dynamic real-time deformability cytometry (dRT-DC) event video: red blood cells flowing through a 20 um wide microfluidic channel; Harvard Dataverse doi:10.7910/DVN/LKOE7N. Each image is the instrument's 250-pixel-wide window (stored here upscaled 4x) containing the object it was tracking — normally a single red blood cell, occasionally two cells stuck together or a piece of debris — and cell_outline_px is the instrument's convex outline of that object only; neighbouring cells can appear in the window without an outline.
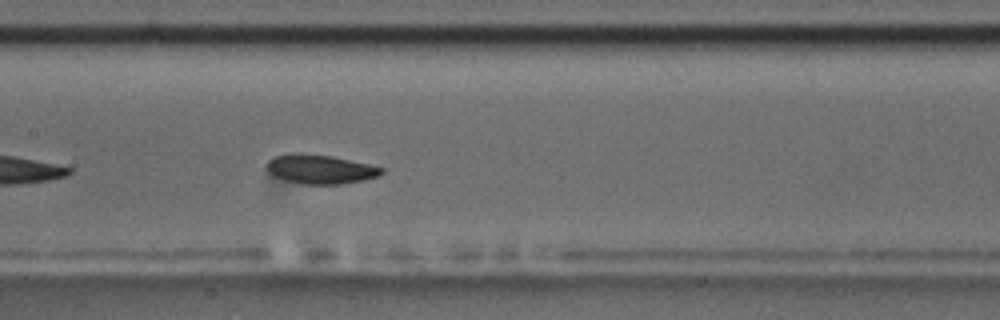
{"species": "common noctule bat (a hibernating species)", "species_latin": "Nyctalus noctula", "temperature_condition": "room temperature", "stored_images_in_passage": 9, "camera_frame_rate_fps": 3000, "um_per_image_px": 0.085, "animal": {"sex": "male", "body_mass_g": 17.5, "forearm_length_mm": 52.3}, "frame": {"image": 1, "passage_image": 9, "time_ms": 9.0, "image_size_px": [1000, 320], "cell_outline_px": [[384, 172], [376, 176], [364, 180], [340, 184], [300, 184], [272, 176], [264, 168], [268, 160], [276, 156], [292, 152], [300, 152], [328, 156], [368, 164], [384, 168]], "centroid_in_image_um": [27.14, 14.38], "position_along_channel_um": 180.3, "area_um2": 19.54}}